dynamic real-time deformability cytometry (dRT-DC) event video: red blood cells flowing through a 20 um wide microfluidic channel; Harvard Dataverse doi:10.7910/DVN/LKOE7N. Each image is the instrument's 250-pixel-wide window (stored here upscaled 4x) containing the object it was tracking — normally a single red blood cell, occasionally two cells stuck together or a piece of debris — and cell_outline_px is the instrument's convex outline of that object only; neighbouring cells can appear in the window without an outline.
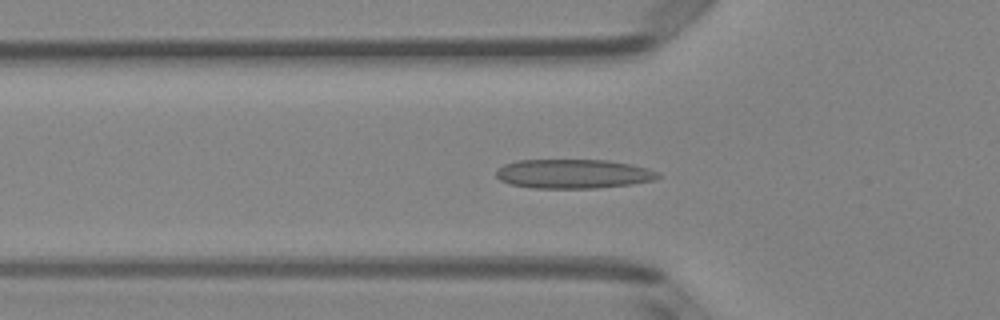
{"species": "Egyptian fruit bat (a non-hibernating species)", "species_latin": "Rousettus aegyptiacus", "temperature_condition": "room temperature", "stored_images_in_passage": 51, "camera_frame_rate_fps": 3000, "um_per_image_px": 0.085, "animal": {"sex": "female"}, "frame": {"image": 1, "passage_image": 17, "time_ms": 5.333, "image_size_px": [1000, 320], "cell_outline_px": [[660, 176], [656, 180], [632, 184], [596, 188], [532, 188], [508, 184], [500, 180], [496, 176], [496, 172], [504, 164], [516, 160], [608, 160], [632, 164], [648, 168], [656, 172]], "centroid_in_image_um": [48.73, 14.78], "position_along_channel_um": 77.1, "area_um2": 27.69}}
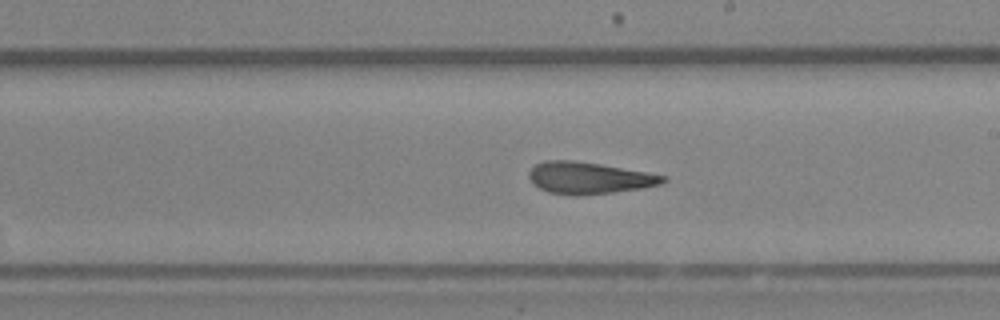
{"frame": {"image": 2, "passage_image": 29, "time_ms": 9.333, "image_size_px": [1000, 320], "cell_outline_px": [[668, 180], [660, 184], [644, 188], [612, 192], [576, 196], [572, 196], [548, 192], [532, 184], [528, 176], [528, 172], [536, 164], [544, 160], [572, 160], [600, 164], [648, 172], [668, 176]], "centroid_in_image_um": [50.06, 15.13], "position_along_channel_um": 238.9, "area_um2": 25.03}}
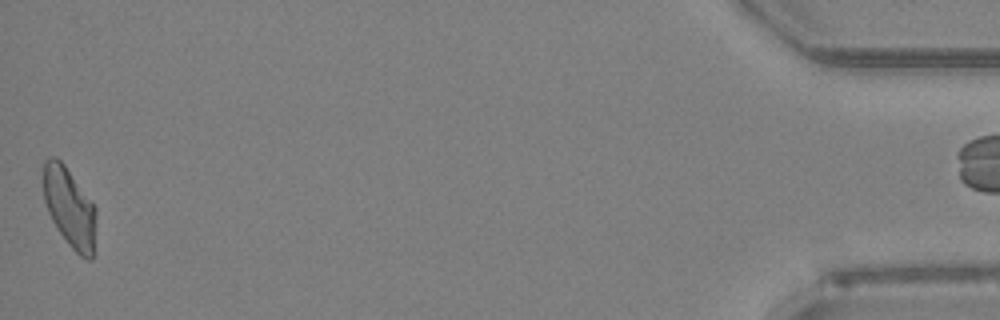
{"frame": {"image": 3, "passage_image": 50, "time_ms": 16.333, "image_size_px": [1000, 320], "cell_outline_px": [[96, 212], [92, 260], [88, 260], [80, 256], [68, 244], [56, 228], [48, 212], [44, 200], [44, 160], [48, 156], [56, 156], [64, 164], [96, 208]], "centroid_in_image_um": [5.89, 17.63], "position_along_channel_um": 429.3, "area_um2": 24.22}}